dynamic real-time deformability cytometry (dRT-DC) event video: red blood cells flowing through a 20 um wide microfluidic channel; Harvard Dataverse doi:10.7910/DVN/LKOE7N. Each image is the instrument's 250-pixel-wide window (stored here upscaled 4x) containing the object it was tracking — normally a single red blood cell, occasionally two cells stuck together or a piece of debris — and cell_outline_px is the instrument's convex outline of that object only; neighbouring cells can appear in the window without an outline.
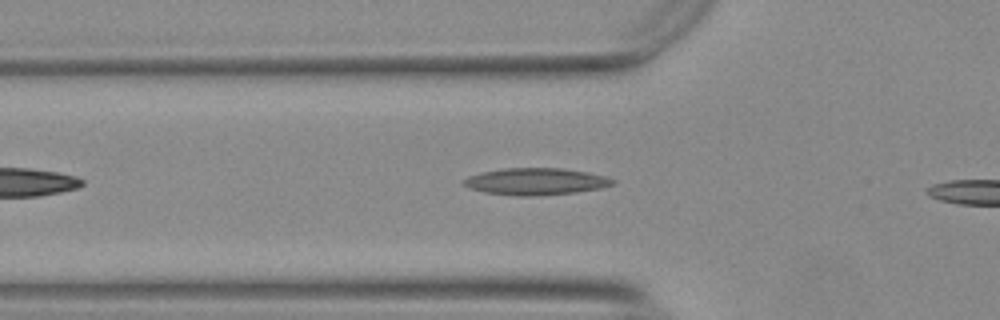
{"species": "Egyptian fruit bat (a non-hibernating species)", "species_latin": "Rousettus aegyptiacus", "temperature_condition": "warm", "stored_images_in_passage": 5, "camera_frame_rate_fps": 3000, "um_per_image_px": 0.085, "animal": {"sex": "female"}, "frame": {"image": 1, "passage_image": 3, "time_ms": 0.667, "image_size_px": [1000, 320], "cell_outline_px": [[616, 184], [600, 188], [572, 192], [536, 196], [520, 196], [484, 192], [468, 188], [464, 184], [464, 180], [468, 176], [484, 172], [504, 168], [560, 168], [588, 172], [608, 176], [616, 180]], "centroid_in_image_um": [45.59, 15.42], "position_along_channel_um": 80.2, "area_um2": 23.24}}